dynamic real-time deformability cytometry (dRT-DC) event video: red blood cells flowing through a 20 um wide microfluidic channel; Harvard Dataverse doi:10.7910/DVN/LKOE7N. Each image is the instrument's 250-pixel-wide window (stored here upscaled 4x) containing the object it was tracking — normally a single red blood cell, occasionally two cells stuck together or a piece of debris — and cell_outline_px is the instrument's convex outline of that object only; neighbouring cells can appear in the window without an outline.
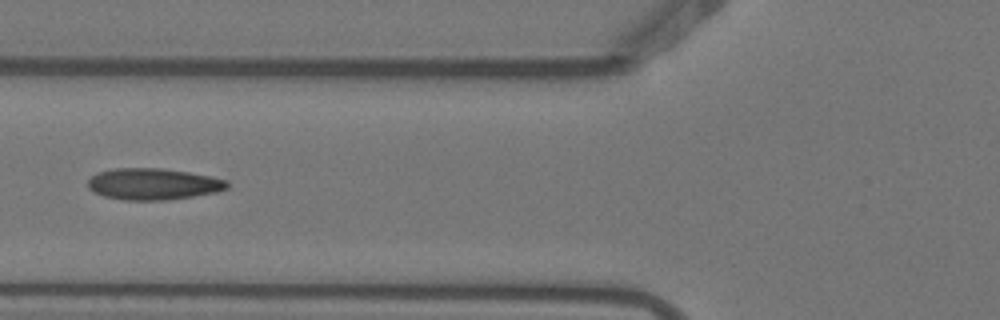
{"species": "Egyptian fruit bat (a non-hibernating species)", "species_latin": "Rousettus aegyptiacus", "temperature_condition": "warm", "stored_images_in_passage": 6, "camera_frame_rate_fps": 3000, "um_per_image_px": 0.085, "animal": {"sex": "female"}, "frame": {"image": 1, "passage_image": 6, "time_ms": 1.667, "image_size_px": [1000, 320], "cell_outline_px": [[228, 188], [216, 192], [192, 196], [164, 200], [124, 200], [104, 196], [88, 188], [88, 180], [96, 172], [112, 168], [160, 168], [188, 172], [212, 176], [228, 180]], "centroid_in_image_um": [13.02, 15.63], "position_along_channel_um": 112.8, "area_um2": 25.55}}